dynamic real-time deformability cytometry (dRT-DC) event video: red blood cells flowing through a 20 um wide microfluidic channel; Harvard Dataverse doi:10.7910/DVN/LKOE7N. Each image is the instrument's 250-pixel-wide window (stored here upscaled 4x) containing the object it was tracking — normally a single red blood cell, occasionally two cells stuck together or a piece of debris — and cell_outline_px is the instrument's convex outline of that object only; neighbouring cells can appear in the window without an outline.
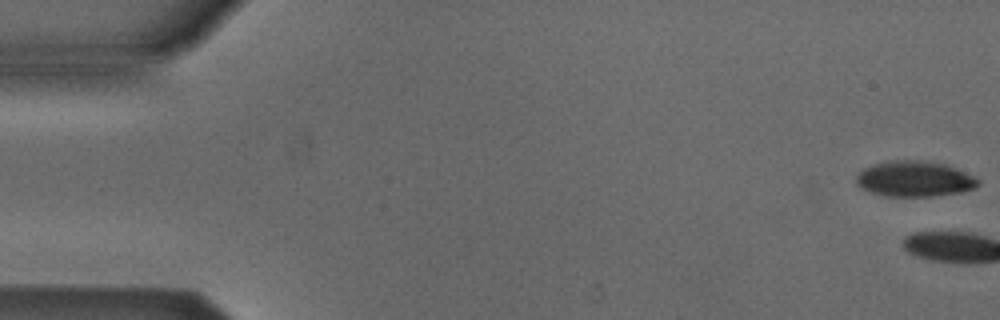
{"species": "Egyptian fruit bat (a non-hibernating species)", "species_latin": "Rousettus aegyptiacus", "temperature_condition": "cold", "stored_images_in_passage": 3, "camera_frame_rate_fps": 3000, "um_per_image_px": 0.085, "animal": {"sex": "male"}, "frame": {"image": 1, "passage_image": 1, "time_ms": 0.0, "image_size_px": [1000, 320], "cell_outline_px": [[980, 184], [976, 188], [960, 192], [928, 196], [884, 196], [872, 192], [856, 184], [856, 176], [864, 168], [872, 164], [888, 160], [928, 160], [948, 164], [976, 176], [980, 180]], "centroid_in_image_um": [77.78, 15.18], "position_along_channel_um": 7.2, "area_um2": 25.61}}